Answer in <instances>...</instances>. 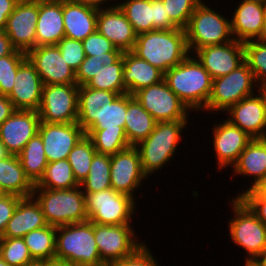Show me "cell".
Returning <instances> with one entry per match:
<instances>
[{
    "instance_id": "6da1fadb",
    "label": "cell",
    "mask_w": 266,
    "mask_h": 266,
    "mask_svg": "<svg viewBox=\"0 0 266 266\" xmlns=\"http://www.w3.org/2000/svg\"><path fill=\"white\" fill-rule=\"evenodd\" d=\"M131 52L164 74L190 54L185 29L181 28L140 33Z\"/></svg>"
},
{
    "instance_id": "7a4b0ae2",
    "label": "cell",
    "mask_w": 266,
    "mask_h": 266,
    "mask_svg": "<svg viewBox=\"0 0 266 266\" xmlns=\"http://www.w3.org/2000/svg\"><path fill=\"white\" fill-rule=\"evenodd\" d=\"M164 80L189 110L198 113L206 108L213 79L195 55L189 54L169 69L164 74Z\"/></svg>"
},
{
    "instance_id": "3957f363",
    "label": "cell",
    "mask_w": 266,
    "mask_h": 266,
    "mask_svg": "<svg viewBox=\"0 0 266 266\" xmlns=\"http://www.w3.org/2000/svg\"><path fill=\"white\" fill-rule=\"evenodd\" d=\"M55 261L76 266H106L94 239V223L87 220L56 227Z\"/></svg>"
},
{
    "instance_id": "277c9868",
    "label": "cell",
    "mask_w": 266,
    "mask_h": 266,
    "mask_svg": "<svg viewBox=\"0 0 266 266\" xmlns=\"http://www.w3.org/2000/svg\"><path fill=\"white\" fill-rule=\"evenodd\" d=\"M188 120L157 122L150 135L135 146L140 154L144 173L150 177L161 171L163 166L171 161L177 153L183 130L188 126ZM187 125V126H186ZM168 162V163H167Z\"/></svg>"
},
{
    "instance_id": "5b68a950",
    "label": "cell",
    "mask_w": 266,
    "mask_h": 266,
    "mask_svg": "<svg viewBox=\"0 0 266 266\" xmlns=\"http://www.w3.org/2000/svg\"><path fill=\"white\" fill-rule=\"evenodd\" d=\"M32 197L48 225L59 227L88 220L85 194L80 186L61 190L34 188Z\"/></svg>"
},
{
    "instance_id": "8992f818",
    "label": "cell",
    "mask_w": 266,
    "mask_h": 266,
    "mask_svg": "<svg viewBox=\"0 0 266 266\" xmlns=\"http://www.w3.org/2000/svg\"><path fill=\"white\" fill-rule=\"evenodd\" d=\"M185 33L191 54L206 46L221 45L234 40L231 20L203 1L191 15Z\"/></svg>"
},
{
    "instance_id": "52a82bcc",
    "label": "cell",
    "mask_w": 266,
    "mask_h": 266,
    "mask_svg": "<svg viewBox=\"0 0 266 266\" xmlns=\"http://www.w3.org/2000/svg\"><path fill=\"white\" fill-rule=\"evenodd\" d=\"M229 204L234 214L228 221L229 236L247 253L244 263H250L266 254V225L240 198L233 197Z\"/></svg>"
},
{
    "instance_id": "ba28073f",
    "label": "cell",
    "mask_w": 266,
    "mask_h": 266,
    "mask_svg": "<svg viewBox=\"0 0 266 266\" xmlns=\"http://www.w3.org/2000/svg\"><path fill=\"white\" fill-rule=\"evenodd\" d=\"M259 89L261 88L258 87L253 72L244 61L229 74L212 80L211 95L202 112H226L240 100L256 94Z\"/></svg>"
},
{
    "instance_id": "9c48e42d",
    "label": "cell",
    "mask_w": 266,
    "mask_h": 266,
    "mask_svg": "<svg viewBox=\"0 0 266 266\" xmlns=\"http://www.w3.org/2000/svg\"><path fill=\"white\" fill-rule=\"evenodd\" d=\"M88 220L100 225L132 224L137 198L119 193L113 188L84 193ZM135 211V212H134Z\"/></svg>"
},
{
    "instance_id": "30bf717a",
    "label": "cell",
    "mask_w": 266,
    "mask_h": 266,
    "mask_svg": "<svg viewBox=\"0 0 266 266\" xmlns=\"http://www.w3.org/2000/svg\"><path fill=\"white\" fill-rule=\"evenodd\" d=\"M135 231L132 224L100 225L94 223V239L102 262L106 266L132 255L144 244L137 240L139 237Z\"/></svg>"
},
{
    "instance_id": "8fae6325",
    "label": "cell",
    "mask_w": 266,
    "mask_h": 266,
    "mask_svg": "<svg viewBox=\"0 0 266 266\" xmlns=\"http://www.w3.org/2000/svg\"><path fill=\"white\" fill-rule=\"evenodd\" d=\"M77 84L43 85L38 114L42 122L75 123L78 119Z\"/></svg>"
},
{
    "instance_id": "7c38bea8",
    "label": "cell",
    "mask_w": 266,
    "mask_h": 266,
    "mask_svg": "<svg viewBox=\"0 0 266 266\" xmlns=\"http://www.w3.org/2000/svg\"><path fill=\"white\" fill-rule=\"evenodd\" d=\"M133 97L157 122L190 119L191 111L165 80L138 90Z\"/></svg>"
},
{
    "instance_id": "4fadbf2b",
    "label": "cell",
    "mask_w": 266,
    "mask_h": 266,
    "mask_svg": "<svg viewBox=\"0 0 266 266\" xmlns=\"http://www.w3.org/2000/svg\"><path fill=\"white\" fill-rule=\"evenodd\" d=\"M145 179H148V176L142 169L136 147L130 146L110 156V181L111 188L115 191L134 198L137 196L134 193L140 189Z\"/></svg>"
},
{
    "instance_id": "5bb4252c",
    "label": "cell",
    "mask_w": 266,
    "mask_h": 266,
    "mask_svg": "<svg viewBox=\"0 0 266 266\" xmlns=\"http://www.w3.org/2000/svg\"><path fill=\"white\" fill-rule=\"evenodd\" d=\"M43 85L76 84V72L62 57L57 45L38 46L26 53Z\"/></svg>"
},
{
    "instance_id": "9a60e30c",
    "label": "cell",
    "mask_w": 266,
    "mask_h": 266,
    "mask_svg": "<svg viewBox=\"0 0 266 266\" xmlns=\"http://www.w3.org/2000/svg\"><path fill=\"white\" fill-rule=\"evenodd\" d=\"M38 133L48 163L67 159L74 146L85 135L77 123H47L40 121Z\"/></svg>"
},
{
    "instance_id": "2e32d148",
    "label": "cell",
    "mask_w": 266,
    "mask_h": 266,
    "mask_svg": "<svg viewBox=\"0 0 266 266\" xmlns=\"http://www.w3.org/2000/svg\"><path fill=\"white\" fill-rule=\"evenodd\" d=\"M38 0H20L9 15L4 29L12 45L27 53L35 48Z\"/></svg>"
},
{
    "instance_id": "e0dca14e",
    "label": "cell",
    "mask_w": 266,
    "mask_h": 266,
    "mask_svg": "<svg viewBox=\"0 0 266 266\" xmlns=\"http://www.w3.org/2000/svg\"><path fill=\"white\" fill-rule=\"evenodd\" d=\"M226 112L230 123L252 138H261L266 128V89L245 97Z\"/></svg>"
},
{
    "instance_id": "ac0fdd59",
    "label": "cell",
    "mask_w": 266,
    "mask_h": 266,
    "mask_svg": "<svg viewBox=\"0 0 266 266\" xmlns=\"http://www.w3.org/2000/svg\"><path fill=\"white\" fill-rule=\"evenodd\" d=\"M38 111L16 110L0 125V142L10 155H18L27 142L38 133Z\"/></svg>"
},
{
    "instance_id": "d6986e66",
    "label": "cell",
    "mask_w": 266,
    "mask_h": 266,
    "mask_svg": "<svg viewBox=\"0 0 266 266\" xmlns=\"http://www.w3.org/2000/svg\"><path fill=\"white\" fill-rule=\"evenodd\" d=\"M212 127V148L217 159L216 165L218 170L223 171L237 162L239 155L253 138L227 119Z\"/></svg>"
},
{
    "instance_id": "ffe728a7",
    "label": "cell",
    "mask_w": 266,
    "mask_h": 266,
    "mask_svg": "<svg viewBox=\"0 0 266 266\" xmlns=\"http://www.w3.org/2000/svg\"><path fill=\"white\" fill-rule=\"evenodd\" d=\"M192 55L208 71L212 79L227 75L244 62V44L237 40L197 49Z\"/></svg>"
},
{
    "instance_id": "44dd1931",
    "label": "cell",
    "mask_w": 266,
    "mask_h": 266,
    "mask_svg": "<svg viewBox=\"0 0 266 266\" xmlns=\"http://www.w3.org/2000/svg\"><path fill=\"white\" fill-rule=\"evenodd\" d=\"M43 82L35 66L26 58L17 70L12 91L7 95L16 110L38 111Z\"/></svg>"
},
{
    "instance_id": "7402d4cb",
    "label": "cell",
    "mask_w": 266,
    "mask_h": 266,
    "mask_svg": "<svg viewBox=\"0 0 266 266\" xmlns=\"http://www.w3.org/2000/svg\"><path fill=\"white\" fill-rule=\"evenodd\" d=\"M97 31L122 52L133 50L137 34L116 3L98 10Z\"/></svg>"
},
{
    "instance_id": "603a6c76",
    "label": "cell",
    "mask_w": 266,
    "mask_h": 266,
    "mask_svg": "<svg viewBox=\"0 0 266 266\" xmlns=\"http://www.w3.org/2000/svg\"><path fill=\"white\" fill-rule=\"evenodd\" d=\"M237 7V8H236ZM231 15V31L233 38L239 42L261 38L264 26L266 5L241 0Z\"/></svg>"
},
{
    "instance_id": "cb8c5ba5",
    "label": "cell",
    "mask_w": 266,
    "mask_h": 266,
    "mask_svg": "<svg viewBox=\"0 0 266 266\" xmlns=\"http://www.w3.org/2000/svg\"><path fill=\"white\" fill-rule=\"evenodd\" d=\"M64 37L63 1L38 0L35 47L56 45Z\"/></svg>"
},
{
    "instance_id": "d4e9b609",
    "label": "cell",
    "mask_w": 266,
    "mask_h": 266,
    "mask_svg": "<svg viewBox=\"0 0 266 266\" xmlns=\"http://www.w3.org/2000/svg\"><path fill=\"white\" fill-rule=\"evenodd\" d=\"M231 168L233 176L253 178L248 182L250 186L246 190L264 187L266 185V143L261 138H253Z\"/></svg>"
},
{
    "instance_id": "484cf974",
    "label": "cell",
    "mask_w": 266,
    "mask_h": 266,
    "mask_svg": "<svg viewBox=\"0 0 266 266\" xmlns=\"http://www.w3.org/2000/svg\"><path fill=\"white\" fill-rule=\"evenodd\" d=\"M47 225L42 209L36 200L32 196L22 198L0 238H23L29 232Z\"/></svg>"
},
{
    "instance_id": "4316f807",
    "label": "cell",
    "mask_w": 266,
    "mask_h": 266,
    "mask_svg": "<svg viewBox=\"0 0 266 266\" xmlns=\"http://www.w3.org/2000/svg\"><path fill=\"white\" fill-rule=\"evenodd\" d=\"M119 96L107 90L79 86L77 123L86 133L101 118L105 109Z\"/></svg>"
},
{
    "instance_id": "83f0119b",
    "label": "cell",
    "mask_w": 266,
    "mask_h": 266,
    "mask_svg": "<svg viewBox=\"0 0 266 266\" xmlns=\"http://www.w3.org/2000/svg\"><path fill=\"white\" fill-rule=\"evenodd\" d=\"M164 80V73L131 51L124 52L123 81L126 93L133 95L138 90Z\"/></svg>"
},
{
    "instance_id": "f1b7e54d",
    "label": "cell",
    "mask_w": 266,
    "mask_h": 266,
    "mask_svg": "<svg viewBox=\"0 0 266 266\" xmlns=\"http://www.w3.org/2000/svg\"><path fill=\"white\" fill-rule=\"evenodd\" d=\"M98 9L63 1L65 37L83 41L97 30Z\"/></svg>"
},
{
    "instance_id": "f546056e",
    "label": "cell",
    "mask_w": 266,
    "mask_h": 266,
    "mask_svg": "<svg viewBox=\"0 0 266 266\" xmlns=\"http://www.w3.org/2000/svg\"><path fill=\"white\" fill-rule=\"evenodd\" d=\"M34 184L25 175L17 155H10L0 159V191L21 198L32 196Z\"/></svg>"
},
{
    "instance_id": "4dcf8cb0",
    "label": "cell",
    "mask_w": 266,
    "mask_h": 266,
    "mask_svg": "<svg viewBox=\"0 0 266 266\" xmlns=\"http://www.w3.org/2000/svg\"><path fill=\"white\" fill-rule=\"evenodd\" d=\"M157 121L142 107V105L127 93V112L125 118V133L130 146H137L154 130Z\"/></svg>"
},
{
    "instance_id": "1f68e13d",
    "label": "cell",
    "mask_w": 266,
    "mask_h": 266,
    "mask_svg": "<svg viewBox=\"0 0 266 266\" xmlns=\"http://www.w3.org/2000/svg\"><path fill=\"white\" fill-rule=\"evenodd\" d=\"M17 156L25 175L35 185L43 176L48 165L40 134L37 133L33 136Z\"/></svg>"
},
{
    "instance_id": "d6a6232c",
    "label": "cell",
    "mask_w": 266,
    "mask_h": 266,
    "mask_svg": "<svg viewBox=\"0 0 266 266\" xmlns=\"http://www.w3.org/2000/svg\"><path fill=\"white\" fill-rule=\"evenodd\" d=\"M138 35L155 30L154 4L151 0L116 1Z\"/></svg>"
},
{
    "instance_id": "836d02e7",
    "label": "cell",
    "mask_w": 266,
    "mask_h": 266,
    "mask_svg": "<svg viewBox=\"0 0 266 266\" xmlns=\"http://www.w3.org/2000/svg\"><path fill=\"white\" fill-rule=\"evenodd\" d=\"M34 260L55 261L56 227L47 225L35 229L23 237Z\"/></svg>"
},
{
    "instance_id": "e575fe53",
    "label": "cell",
    "mask_w": 266,
    "mask_h": 266,
    "mask_svg": "<svg viewBox=\"0 0 266 266\" xmlns=\"http://www.w3.org/2000/svg\"><path fill=\"white\" fill-rule=\"evenodd\" d=\"M73 170L67 159L50 162L45 168L41 179L34 188H46L52 190L71 189L78 187Z\"/></svg>"
},
{
    "instance_id": "d590c367",
    "label": "cell",
    "mask_w": 266,
    "mask_h": 266,
    "mask_svg": "<svg viewBox=\"0 0 266 266\" xmlns=\"http://www.w3.org/2000/svg\"><path fill=\"white\" fill-rule=\"evenodd\" d=\"M123 69L124 52L112 65H104L84 86L97 90L115 92L119 95L125 94L126 87L123 81Z\"/></svg>"
},
{
    "instance_id": "8d00e7d4",
    "label": "cell",
    "mask_w": 266,
    "mask_h": 266,
    "mask_svg": "<svg viewBox=\"0 0 266 266\" xmlns=\"http://www.w3.org/2000/svg\"><path fill=\"white\" fill-rule=\"evenodd\" d=\"M84 193H93L111 188L110 155L95 153L88 176L79 185Z\"/></svg>"
},
{
    "instance_id": "74e56055",
    "label": "cell",
    "mask_w": 266,
    "mask_h": 266,
    "mask_svg": "<svg viewBox=\"0 0 266 266\" xmlns=\"http://www.w3.org/2000/svg\"><path fill=\"white\" fill-rule=\"evenodd\" d=\"M95 153L93 142L87 135H84L69 153L67 160L79 185L88 176Z\"/></svg>"
},
{
    "instance_id": "f35d334b",
    "label": "cell",
    "mask_w": 266,
    "mask_h": 266,
    "mask_svg": "<svg viewBox=\"0 0 266 266\" xmlns=\"http://www.w3.org/2000/svg\"><path fill=\"white\" fill-rule=\"evenodd\" d=\"M85 135L100 154L111 156L130 147L125 130H88Z\"/></svg>"
},
{
    "instance_id": "ab89813d",
    "label": "cell",
    "mask_w": 266,
    "mask_h": 266,
    "mask_svg": "<svg viewBox=\"0 0 266 266\" xmlns=\"http://www.w3.org/2000/svg\"><path fill=\"white\" fill-rule=\"evenodd\" d=\"M244 44V61L254 74L258 87L266 89V41L256 39Z\"/></svg>"
},
{
    "instance_id": "60d3db41",
    "label": "cell",
    "mask_w": 266,
    "mask_h": 266,
    "mask_svg": "<svg viewBox=\"0 0 266 266\" xmlns=\"http://www.w3.org/2000/svg\"><path fill=\"white\" fill-rule=\"evenodd\" d=\"M127 93L119 95L89 130H125Z\"/></svg>"
},
{
    "instance_id": "b9f144b4",
    "label": "cell",
    "mask_w": 266,
    "mask_h": 266,
    "mask_svg": "<svg viewBox=\"0 0 266 266\" xmlns=\"http://www.w3.org/2000/svg\"><path fill=\"white\" fill-rule=\"evenodd\" d=\"M0 257L10 266H25L34 259L23 238H0Z\"/></svg>"
},
{
    "instance_id": "7bdbcfd3",
    "label": "cell",
    "mask_w": 266,
    "mask_h": 266,
    "mask_svg": "<svg viewBox=\"0 0 266 266\" xmlns=\"http://www.w3.org/2000/svg\"><path fill=\"white\" fill-rule=\"evenodd\" d=\"M26 58V53L17 49L11 55L0 58V94L8 95L12 91L19 65Z\"/></svg>"
},
{
    "instance_id": "ee69618b",
    "label": "cell",
    "mask_w": 266,
    "mask_h": 266,
    "mask_svg": "<svg viewBox=\"0 0 266 266\" xmlns=\"http://www.w3.org/2000/svg\"><path fill=\"white\" fill-rule=\"evenodd\" d=\"M170 20L181 29L188 25L196 7L205 0H162Z\"/></svg>"
},
{
    "instance_id": "f6af8a7d",
    "label": "cell",
    "mask_w": 266,
    "mask_h": 266,
    "mask_svg": "<svg viewBox=\"0 0 266 266\" xmlns=\"http://www.w3.org/2000/svg\"><path fill=\"white\" fill-rule=\"evenodd\" d=\"M82 43L86 56L121 57L123 54L120 49L116 48L111 41L97 30L88 35Z\"/></svg>"
},
{
    "instance_id": "bcb514c9",
    "label": "cell",
    "mask_w": 266,
    "mask_h": 266,
    "mask_svg": "<svg viewBox=\"0 0 266 266\" xmlns=\"http://www.w3.org/2000/svg\"><path fill=\"white\" fill-rule=\"evenodd\" d=\"M120 57H96L86 56L79 68L76 70V84L84 86L92 79L104 65H112Z\"/></svg>"
},
{
    "instance_id": "7dc6e473",
    "label": "cell",
    "mask_w": 266,
    "mask_h": 266,
    "mask_svg": "<svg viewBox=\"0 0 266 266\" xmlns=\"http://www.w3.org/2000/svg\"><path fill=\"white\" fill-rule=\"evenodd\" d=\"M56 45L66 63L76 72L86 57L82 41L64 37Z\"/></svg>"
},
{
    "instance_id": "c3c4849f",
    "label": "cell",
    "mask_w": 266,
    "mask_h": 266,
    "mask_svg": "<svg viewBox=\"0 0 266 266\" xmlns=\"http://www.w3.org/2000/svg\"><path fill=\"white\" fill-rule=\"evenodd\" d=\"M235 198H240L257 218L266 225V190L263 187L244 190Z\"/></svg>"
},
{
    "instance_id": "681fc988",
    "label": "cell",
    "mask_w": 266,
    "mask_h": 266,
    "mask_svg": "<svg viewBox=\"0 0 266 266\" xmlns=\"http://www.w3.org/2000/svg\"><path fill=\"white\" fill-rule=\"evenodd\" d=\"M109 266H160L157 259L148 248L147 241L139 247L132 255L112 263Z\"/></svg>"
},
{
    "instance_id": "f907efd6",
    "label": "cell",
    "mask_w": 266,
    "mask_h": 266,
    "mask_svg": "<svg viewBox=\"0 0 266 266\" xmlns=\"http://www.w3.org/2000/svg\"><path fill=\"white\" fill-rule=\"evenodd\" d=\"M21 199V197L11 194L0 195V237L6 228L7 222L12 218L13 212Z\"/></svg>"
},
{
    "instance_id": "816d5d0a",
    "label": "cell",
    "mask_w": 266,
    "mask_h": 266,
    "mask_svg": "<svg viewBox=\"0 0 266 266\" xmlns=\"http://www.w3.org/2000/svg\"><path fill=\"white\" fill-rule=\"evenodd\" d=\"M154 4L155 30H168L178 28L169 18L162 0H151Z\"/></svg>"
},
{
    "instance_id": "f5cc1de1",
    "label": "cell",
    "mask_w": 266,
    "mask_h": 266,
    "mask_svg": "<svg viewBox=\"0 0 266 266\" xmlns=\"http://www.w3.org/2000/svg\"><path fill=\"white\" fill-rule=\"evenodd\" d=\"M20 0H0V30H4L9 15Z\"/></svg>"
},
{
    "instance_id": "db71d44e",
    "label": "cell",
    "mask_w": 266,
    "mask_h": 266,
    "mask_svg": "<svg viewBox=\"0 0 266 266\" xmlns=\"http://www.w3.org/2000/svg\"><path fill=\"white\" fill-rule=\"evenodd\" d=\"M16 111L7 95L0 94V125Z\"/></svg>"
},
{
    "instance_id": "11a10c76",
    "label": "cell",
    "mask_w": 266,
    "mask_h": 266,
    "mask_svg": "<svg viewBox=\"0 0 266 266\" xmlns=\"http://www.w3.org/2000/svg\"><path fill=\"white\" fill-rule=\"evenodd\" d=\"M16 48L4 30H0V58L11 55Z\"/></svg>"
},
{
    "instance_id": "9f6ffc18",
    "label": "cell",
    "mask_w": 266,
    "mask_h": 266,
    "mask_svg": "<svg viewBox=\"0 0 266 266\" xmlns=\"http://www.w3.org/2000/svg\"><path fill=\"white\" fill-rule=\"evenodd\" d=\"M67 1L89 6L98 10L101 8H105L104 5L109 7L110 6L109 2H112V0H67ZM115 1L116 0H113L114 3H116Z\"/></svg>"
},
{
    "instance_id": "6f0895ef",
    "label": "cell",
    "mask_w": 266,
    "mask_h": 266,
    "mask_svg": "<svg viewBox=\"0 0 266 266\" xmlns=\"http://www.w3.org/2000/svg\"><path fill=\"white\" fill-rule=\"evenodd\" d=\"M25 266H52V261L49 260H33Z\"/></svg>"
},
{
    "instance_id": "680465c9",
    "label": "cell",
    "mask_w": 266,
    "mask_h": 266,
    "mask_svg": "<svg viewBox=\"0 0 266 266\" xmlns=\"http://www.w3.org/2000/svg\"><path fill=\"white\" fill-rule=\"evenodd\" d=\"M254 266H266V254L257 257L251 262Z\"/></svg>"
},
{
    "instance_id": "91938a15",
    "label": "cell",
    "mask_w": 266,
    "mask_h": 266,
    "mask_svg": "<svg viewBox=\"0 0 266 266\" xmlns=\"http://www.w3.org/2000/svg\"><path fill=\"white\" fill-rule=\"evenodd\" d=\"M260 40L266 41V10H265V15H264V26H263V31H262Z\"/></svg>"
},
{
    "instance_id": "94428289",
    "label": "cell",
    "mask_w": 266,
    "mask_h": 266,
    "mask_svg": "<svg viewBox=\"0 0 266 266\" xmlns=\"http://www.w3.org/2000/svg\"><path fill=\"white\" fill-rule=\"evenodd\" d=\"M7 155H8V153L6 152L5 147L0 142V159L7 156Z\"/></svg>"
},
{
    "instance_id": "6125c7cd",
    "label": "cell",
    "mask_w": 266,
    "mask_h": 266,
    "mask_svg": "<svg viewBox=\"0 0 266 266\" xmlns=\"http://www.w3.org/2000/svg\"><path fill=\"white\" fill-rule=\"evenodd\" d=\"M52 266H76V265L66 264V263H63V262L52 261Z\"/></svg>"
},
{
    "instance_id": "be15d7a7",
    "label": "cell",
    "mask_w": 266,
    "mask_h": 266,
    "mask_svg": "<svg viewBox=\"0 0 266 266\" xmlns=\"http://www.w3.org/2000/svg\"><path fill=\"white\" fill-rule=\"evenodd\" d=\"M247 1H252V2H255V3L262 4V5H266V0H247Z\"/></svg>"
},
{
    "instance_id": "e7e4bbea",
    "label": "cell",
    "mask_w": 266,
    "mask_h": 266,
    "mask_svg": "<svg viewBox=\"0 0 266 266\" xmlns=\"http://www.w3.org/2000/svg\"><path fill=\"white\" fill-rule=\"evenodd\" d=\"M0 266H10V265L0 257Z\"/></svg>"
},
{
    "instance_id": "03108f58",
    "label": "cell",
    "mask_w": 266,
    "mask_h": 266,
    "mask_svg": "<svg viewBox=\"0 0 266 266\" xmlns=\"http://www.w3.org/2000/svg\"><path fill=\"white\" fill-rule=\"evenodd\" d=\"M261 139L266 143V128L264 134L262 135Z\"/></svg>"
},
{
    "instance_id": "003e7915",
    "label": "cell",
    "mask_w": 266,
    "mask_h": 266,
    "mask_svg": "<svg viewBox=\"0 0 266 266\" xmlns=\"http://www.w3.org/2000/svg\"><path fill=\"white\" fill-rule=\"evenodd\" d=\"M244 266H254V265L251 262L250 263L245 262Z\"/></svg>"
},
{
    "instance_id": "a7ac6f4b",
    "label": "cell",
    "mask_w": 266,
    "mask_h": 266,
    "mask_svg": "<svg viewBox=\"0 0 266 266\" xmlns=\"http://www.w3.org/2000/svg\"><path fill=\"white\" fill-rule=\"evenodd\" d=\"M44 1H67V0H44Z\"/></svg>"
}]
</instances>
